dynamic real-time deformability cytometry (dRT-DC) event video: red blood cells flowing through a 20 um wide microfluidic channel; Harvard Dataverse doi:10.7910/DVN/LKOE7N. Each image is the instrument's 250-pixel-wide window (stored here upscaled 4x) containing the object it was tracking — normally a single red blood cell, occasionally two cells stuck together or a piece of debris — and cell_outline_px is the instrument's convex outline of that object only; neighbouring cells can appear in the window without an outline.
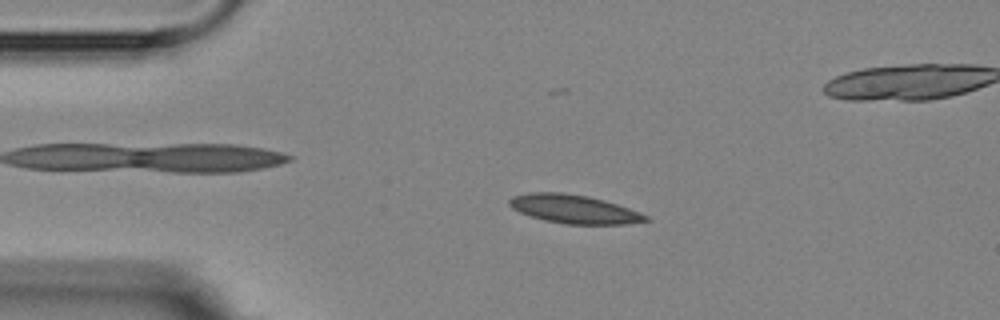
{"species": "Egyptian fruit bat (a non-hibernating species)", "species_latin": "Rousettus aegyptiacus", "temperature_condition": "room temperature", "stored_images_in_passage": 6, "camera_frame_rate_fps": 3000, "um_per_image_px": 0.085, "animal": {"sex": "female"}, "frame": {"image": 1, "passage_image": 4, "time_ms": 3.333, "image_size_px": [1000, 320], "cell_outline_px": [[652, 220], [624, 224], [568, 224], [544, 220], [520, 212], [512, 208], [508, 204], [508, 200], [512, 196], [528, 192], [564, 192], [588, 196], [604, 200], [640, 212], [648, 216]], "centroid_in_image_um": [48.78, 17.76], "position_along_channel_um": 36.2, "area_um2": 22.72}}